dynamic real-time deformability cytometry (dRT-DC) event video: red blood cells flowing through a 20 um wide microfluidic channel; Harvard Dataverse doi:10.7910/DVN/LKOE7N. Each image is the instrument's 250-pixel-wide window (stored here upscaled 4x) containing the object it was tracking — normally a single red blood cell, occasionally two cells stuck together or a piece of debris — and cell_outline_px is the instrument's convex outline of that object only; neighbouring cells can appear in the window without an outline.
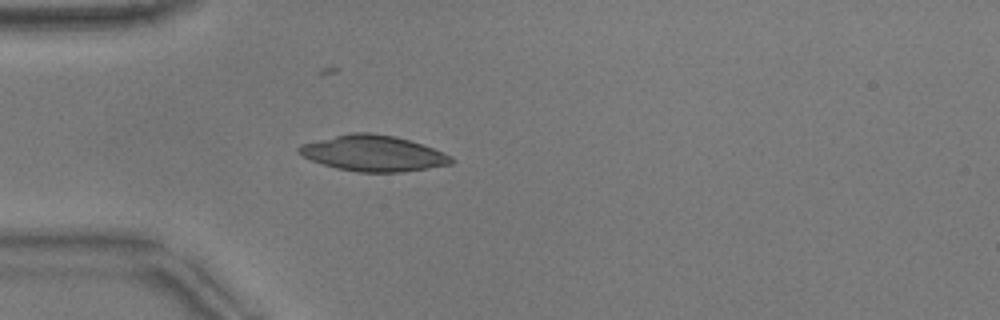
{"species": "common noctule bat (a hibernating species)", "species_latin": "Nyctalus noctula", "temperature_condition": "warm", "stored_images_in_passage": 42, "camera_frame_rate_fps": 3000, "um_per_image_px": 0.085, "animal": {"sex": "male", "body_mass_g": 17.9}, "frame": {"image": 1, "passage_image": 12, "time_ms": 3.667, "image_size_px": [1000, 320], "cell_outline_px": [[456, 160], [452, 164], [428, 168], [400, 172], [360, 172], [336, 168], [312, 160], [296, 152], [296, 148], [300, 144], [352, 132], [368, 132], [396, 136], [444, 152], [452, 156]], "centroid_in_image_um": [31.74, 13.03], "position_along_channel_um": 53.3, "area_um2": 31.67}}
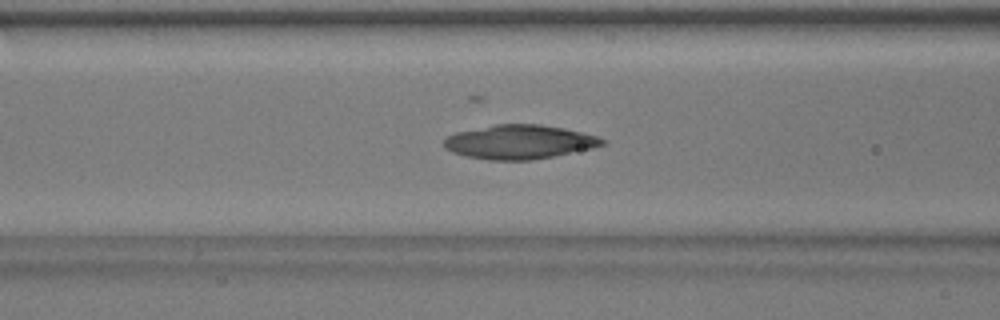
{"frame": {"image": 2, "passage_image": 18, "time_ms": 5.667, "image_size_px": [1000, 320], "cell_outline_px": [[608, 144], [592, 148], [532, 160], [488, 160], [464, 156], [452, 152], [444, 148], [444, 140], [448, 136], [456, 132], [496, 124], [540, 124], [564, 128], [596, 136], [608, 140]], "centroid_in_image_um": [44.15, 12.07], "position_along_channel_um": 122.5, "area_um2": 31.44}, "authors_computed_cell_mechanics": {"area_um2": 29.7959, "velocity_mm_per_s": 3.8502, "shape_relaxation_time_tau1_ms": 9.4823, "shape_relaxation_time_tau2_ms": 1.7497, "deformation_change_tau1": 0.3546, "deformation_change_tau2": 0.0496}}